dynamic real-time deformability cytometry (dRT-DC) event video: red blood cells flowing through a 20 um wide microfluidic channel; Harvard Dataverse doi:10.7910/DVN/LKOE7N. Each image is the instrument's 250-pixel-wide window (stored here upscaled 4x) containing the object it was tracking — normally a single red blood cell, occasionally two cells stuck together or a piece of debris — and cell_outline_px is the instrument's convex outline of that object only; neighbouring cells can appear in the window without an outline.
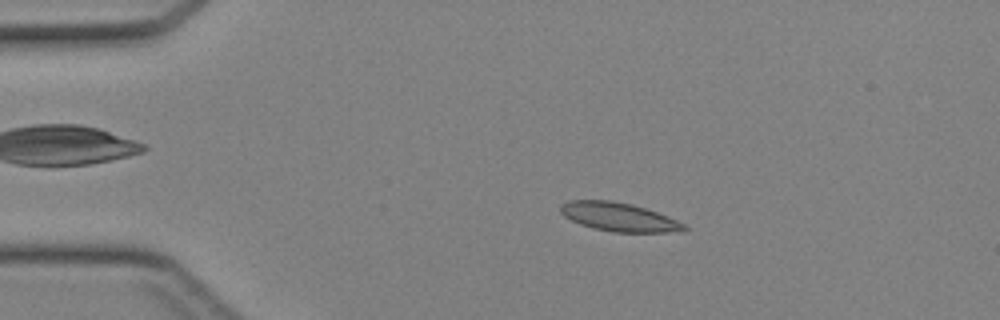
{"species": "Egyptian fruit bat (a non-hibernating species)", "species_latin": "Rousettus aegyptiacus", "temperature_condition": "cold", "stored_images_in_passage": 43, "camera_frame_rate_fps": 3000, "um_per_image_px": 0.085, "animal": {"sex": "female"}, "frame": {"image": 1, "passage_image": 8, "time_ms": 2.333, "image_size_px": [1000, 320], "cell_outline_px": [[688, 228], [668, 232], [612, 232], [580, 224], [564, 216], [560, 212], [560, 204], [568, 200], [612, 200], [632, 204], [668, 216], [684, 224]], "centroid_in_image_um": [52.55, 18.42], "position_along_channel_um": 32.5, "area_um2": 20.4}}
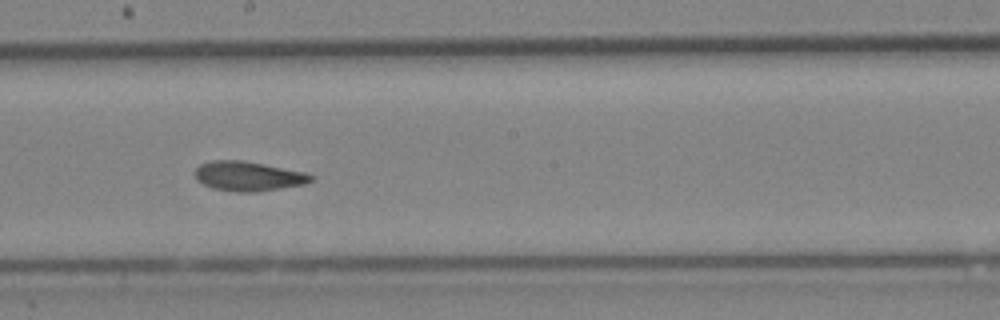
{"frame": {"image": 2, "passage_image": 24, "time_ms": 7.667, "image_size_px": [1000, 320], "cell_outline_px": [[312, 180], [304, 184], [256, 192], [236, 192], [212, 188], [196, 180], [192, 172], [200, 164], [212, 160], [244, 160], [304, 172], [312, 176]], "centroid_in_image_um": [21.02, 14.97], "position_along_channel_um": 227.2, "area_um2": 20.0}}
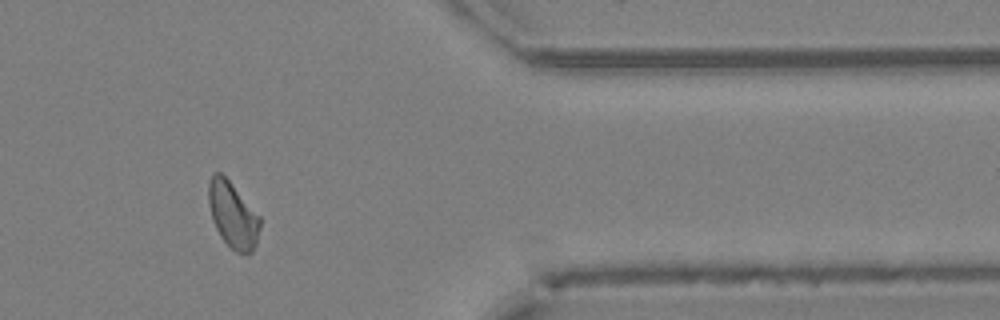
{"frame": {"image": 3, "passage_image": 36, "time_ms": 11.667, "image_size_px": [1000, 320], "cell_outline_px": [[260, 228], [256, 244], [252, 252], [248, 256], [236, 252], [220, 236], [212, 220], [208, 204], [208, 184], [212, 176], [216, 172], [220, 172], [232, 184], [260, 216]], "centroid_in_image_um": [19.79, 18.3], "position_along_channel_um": 391.6, "area_um2": 19.77}}